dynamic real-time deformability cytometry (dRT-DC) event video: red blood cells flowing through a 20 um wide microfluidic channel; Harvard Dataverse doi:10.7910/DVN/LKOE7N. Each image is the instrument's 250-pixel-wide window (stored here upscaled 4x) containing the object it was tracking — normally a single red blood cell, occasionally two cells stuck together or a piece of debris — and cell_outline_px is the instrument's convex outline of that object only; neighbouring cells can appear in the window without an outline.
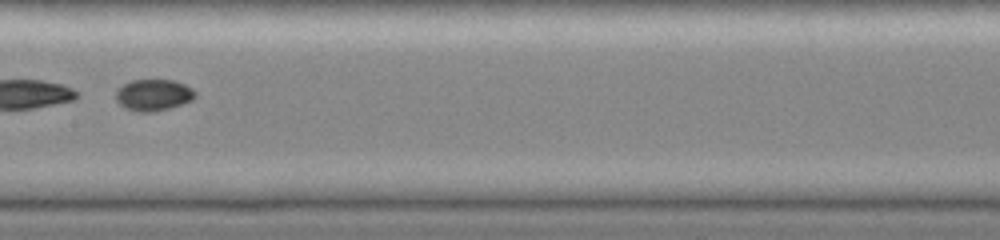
{"species": "common noctule bat (a hibernating species)", "species_latin": "Nyctalus noctula", "temperature_condition": "cold", "stored_images_in_passage": 45, "camera_frame_rate_fps": 3000, "um_per_image_px": 0.085, "animal": {"sex": "female", "body_mass_g": 19.0, "forearm_length_mm": 51.5}, "frame": {"image": 1, "passage_image": 23, "time_ms": 7.333, "image_size_px": [1000, 240], "cell_outline_px": [[196, 96], [192, 100], [168, 108], [152, 112], [140, 112], [124, 108], [116, 100], [116, 92], [124, 84], [132, 80], [176, 80], [192, 88], [196, 92]], "centroid_in_image_um": [13.06, 8.07], "position_along_channel_um": 194.3, "area_um2": 14.45}}
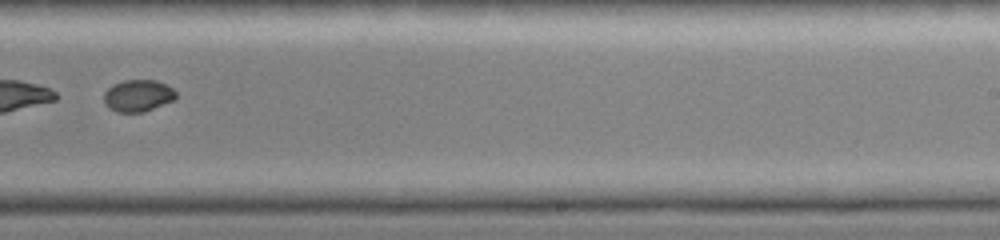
{"frame": {"image": 2, "passage_image": 29, "time_ms": 9.333, "image_size_px": [1000, 240], "cell_outline_px": [[176, 96], [172, 100], [144, 112], [116, 112], [108, 108], [104, 104], [104, 92], [112, 84], [124, 80], [156, 80], [172, 88], [176, 92]], "centroid_in_image_um": [11.68, 8.13], "position_along_channel_um": 277.3, "area_um2": 13.35}}